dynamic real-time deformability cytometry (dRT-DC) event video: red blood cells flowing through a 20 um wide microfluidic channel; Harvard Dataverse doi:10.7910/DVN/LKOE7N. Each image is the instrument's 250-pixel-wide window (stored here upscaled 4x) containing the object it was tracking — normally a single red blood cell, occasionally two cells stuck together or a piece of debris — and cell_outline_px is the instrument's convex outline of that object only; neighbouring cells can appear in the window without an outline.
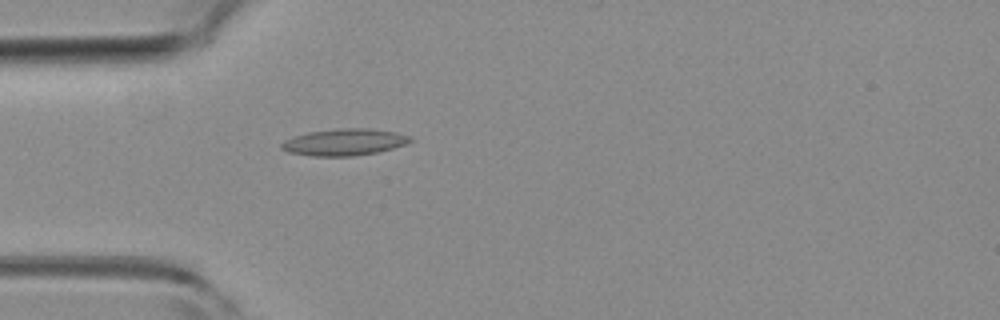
{"species": "common noctule bat (a hibernating species)", "species_latin": "Nyctalus noctula", "temperature_condition": "room temperature", "stored_images_in_passage": 5, "camera_frame_rate_fps": 3000, "um_per_image_px": 0.085, "animal": {"sex": "female", "body_mass_g": 19.3, "forearm_length_mm": 54.1}, "frame": {"image": 1, "passage_image": 5, "time_ms": 1.333, "image_size_px": [1000, 320], "cell_outline_px": [[412, 140], [404, 144], [392, 148], [376, 152], [352, 156], [312, 156], [288, 152], [280, 148], [280, 144], [284, 140], [292, 136], [308, 132], [336, 128], [368, 128], [396, 132], [412, 136]], "centroid_in_image_um": [29.22, 12.07], "position_along_channel_um": 55.8, "area_um2": 20.11}}